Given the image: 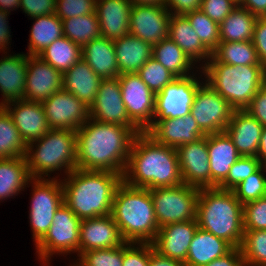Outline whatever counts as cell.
<instances>
[{
    "label": "cell",
    "mask_w": 266,
    "mask_h": 266,
    "mask_svg": "<svg viewBox=\"0 0 266 266\" xmlns=\"http://www.w3.org/2000/svg\"><path fill=\"white\" fill-rule=\"evenodd\" d=\"M122 179L130 186L149 190L181 185L177 150L157 143L146 132L137 134Z\"/></svg>",
    "instance_id": "7a4b0ae2"
},
{
    "label": "cell",
    "mask_w": 266,
    "mask_h": 266,
    "mask_svg": "<svg viewBox=\"0 0 266 266\" xmlns=\"http://www.w3.org/2000/svg\"><path fill=\"white\" fill-rule=\"evenodd\" d=\"M212 56L228 65H261L252 41L219 42Z\"/></svg>",
    "instance_id": "8d00e7d4"
},
{
    "label": "cell",
    "mask_w": 266,
    "mask_h": 266,
    "mask_svg": "<svg viewBox=\"0 0 266 266\" xmlns=\"http://www.w3.org/2000/svg\"><path fill=\"white\" fill-rule=\"evenodd\" d=\"M205 81L202 69L188 77L176 78L156 93L154 120L184 117L190 113L198 87Z\"/></svg>",
    "instance_id": "8fae6325"
},
{
    "label": "cell",
    "mask_w": 266,
    "mask_h": 266,
    "mask_svg": "<svg viewBox=\"0 0 266 266\" xmlns=\"http://www.w3.org/2000/svg\"><path fill=\"white\" fill-rule=\"evenodd\" d=\"M149 266H185L184 263L160 255L149 243Z\"/></svg>",
    "instance_id": "6f0895ef"
},
{
    "label": "cell",
    "mask_w": 266,
    "mask_h": 266,
    "mask_svg": "<svg viewBox=\"0 0 266 266\" xmlns=\"http://www.w3.org/2000/svg\"><path fill=\"white\" fill-rule=\"evenodd\" d=\"M245 110L260 122L263 127L266 126V82L259 88Z\"/></svg>",
    "instance_id": "f5cc1de1"
},
{
    "label": "cell",
    "mask_w": 266,
    "mask_h": 266,
    "mask_svg": "<svg viewBox=\"0 0 266 266\" xmlns=\"http://www.w3.org/2000/svg\"><path fill=\"white\" fill-rule=\"evenodd\" d=\"M89 112L91 119L102 123L138 127L128 116L118 77L102 79Z\"/></svg>",
    "instance_id": "9a60e30c"
},
{
    "label": "cell",
    "mask_w": 266,
    "mask_h": 266,
    "mask_svg": "<svg viewBox=\"0 0 266 266\" xmlns=\"http://www.w3.org/2000/svg\"><path fill=\"white\" fill-rule=\"evenodd\" d=\"M63 74L38 55H28L24 100L42 102L62 90Z\"/></svg>",
    "instance_id": "e0dca14e"
},
{
    "label": "cell",
    "mask_w": 266,
    "mask_h": 266,
    "mask_svg": "<svg viewBox=\"0 0 266 266\" xmlns=\"http://www.w3.org/2000/svg\"><path fill=\"white\" fill-rule=\"evenodd\" d=\"M68 266H75L72 262L71 263H69V265Z\"/></svg>",
    "instance_id": "be15d7a7"
},
{
    "label": "cell",
    "mask_w": 266,
    "mask_h": 266,
    "mask_svg": "<svg viewBox=\"0 0 266 266\" xmlns=\"http://www.w3.org/2000/svg\"><path fill=\"white\" fill-rule=\"evenodd\" d=\"M125 242L152 243L159 231L150 190L122 181L114 193L111 209Z\"/></svg>",
    "instance_id": "277c9868"
},
{
    "label": "cell",
    "mask_w": 266,
    "mask_h": 266,
    "mask_svg": "<svg viewBox=\"0 0 266 266\" xmlns=\"http://www.w3.org/2000/svg\"><path fill=\"white\" fill-rule=\"evenodd\" d=\"M256 156H241L230 168L227 177L217 186L222 190H232L240 182L255 173L261 167Z\"/></svg>",
    "instance_id": "f6af8a7d"
},
{
    "label": "cell",
    "mask_w": 266,
    "mask_h": 266,
    "mask_svg": "<svg viewBox=\"0 0 266 266\" xmlns=\"http://www.w3.org/2000/svg\"><path fill=\"white\" fill-rule=\"evenodd\" d=\"M131 8L129 0H97L96 13L101 36L114 41L128 35Z\"/></svg>",
    "instance_id": "484cf974"
},
{
    "label": "cell",
    "mask_w": 266,
    "mask_h": 266,
    "mask_svg": "<svg viewBox=\"0 0 266 266\" xmlns=\"http://www.w3.org/2000/svg\"><path fill=\"white\" fill-rule=\"evenodd\" d=\"M234 109L205 81L198 87L190 114L207 135L225 132Z\"/></svg>",
    "instance_id": "7c38bea8"
},
{
    "label": "cell",
    "mask_w": 266,
    "mask_h": 266,
    "mask_svg": "<svg viewBox=\"0 0 266 266\" xmlns=\"http://www.w3.org/2000/svg\"><path fill=\"white\" fill-rule=\"evenodd\" d=\"M33 20L30 29L27 55H39L55 40L63 37V23L56 14L29 18Z\"/></svg>",
    "instance_id": "836d02e7"
},
{
    "label": "cell",
    "mask_w": 266,
    "mask_h": 266,
    "mask_svg": "<svg viewBox=\"0 0 266 266\" xmlns=\"http://www.w3.org/2000/svg\"><path fill=\"white\" fill-rule=\"evenodd\" d=\"M197 229V219L167 224L159 228L152 242L154 250L164 257L185 263L190 243Z\"/></svg>",
    "instance_id": "44dd1931"
},
{
    "label": "cell",
    "mask_w": 266,
    "mask_h": 266,
    "mask_svg": "<svg viewBox=\"0 0 266 266\" xmlns=\"http://www.w3.org/2000/svg\"><path fill=\"white\" fill-rule=\"evenodd\" d=\"M61 181L64 203L83 220L111 214L114 193L123 179L111 171L76 168Z\"/></svg>",
    "instance_id": "3957f363"
},
{
    "label": "cell",
    "mask_w": 266,
    "mask_h": 266,
    "mask_svg": "<svg viewBox=\"0 0 266 266\" xmlns=\"http://www.w3.org/2000/svg\"><path fill=\"white\" fill-rule=\"evenodd\" d=\"M233 247L224 239L198 227L185 261V266H204L227 254Z\"/></svg>",
    "instance_id": "4dcf8cb0"
},
{
    "label": "cell",
    "mask_w": 266,
    "mask_h": 266,
    "mask_svg": "<svg viewBox=\"0 0 266 266\" xmlns=\"http://www.w3.org/2000/svg\"><path fill=\"white\" fill-rule=\"evenodd\" d=\"M82 59L102 79L119 76L113 40L99 37L82 47Z\"/></svg>",
    "instance_id": "f546056e"
},
{
    "label": "cell",
    "mask_w": 266,
    "mask_h": 266,
    "mask_svg": "<svg viewBox=\"0 0 266 266\" xmlns=\"http://www.w3.org/2000/svg\"><path fill=\"white\" fill-rule=\"evenodd\" d=\"M20 9L29 18L55 14L56 0H20Z\"/></svg>",
    "instance_id": "f907efd6"
},
{
    "label": "cell",
    "mask_w": 266,
    "mask_h": 266,
    "mask_svg": "<svg viewBox=\"0 0 266 266\" xmlns=\"http://www.w3.org/2000/svg\"><path fill=\"white\" fill-rule=\"evenodd\" d=\"M200 189L185 183L175 187L150 189L159 228L196 219Z\"/></svg>",
    "instance_id": "30bf717a"
},
{
    "label": "cell",
    "mask_w": 266,
    "mask_h": 266,
    "mask_svg": "<svg viewBox=\"0 0 266 266\" xmlns=\"http://www.w3.org/2000/svg\"><path fill=\"white\" fill-rule=\"evenodd\" d=\"M123 244L114 248H102L83 252L77 260L74 258L75 266H122Z\"/></svg>",
    "instance_id": "ee69618b"
},
{
    "label": "cell",
    "mask_w": 266,
    "mask_h": 266,
    "mask_svg": "<svg viewBox=\"0 0 266 266\" xmlns=\"http://www.w3.org/2000/svg\"><path fill=\"white\" fill-rule=\"evenodd\" d=\"M168 37L184 51L198 69H202L212 56V52L201 42L184 15L171 14Z\"/></svg>",
    "instance_id": "d4e9b609"
},
{
    "label": "cell",
    "mask_w": 266,
    "mask_h": 266,
    "mask_svg": "<svg viewBox=\"0 0 266 266\" xmlns=\"http://www.w3.org/2000/svg\"><path fill=\"white\" fill-rule=\"evenodd\" d=\"M205 82L219 93L234 110H245L266 82L262 65H228L213 56L202 68Z\"/></svg>",
    "instance_id": "52a82bcc"
},
{
    "label": "cell",
    "mask_w": 266,
    "mask_h": 266,
    "mask_svg": "<svg viewBox=\"0 0 266 266\" xmlns=\"http://www.w3.org/2000/svg\"><path fill=\"white\" fill-rule=\"evenodd\" d=\"M171 12L165 6L132 5L129 33L152 46L168 38Z\"/></svg>",
    "instance_id": "2e32d148"
},
{
    "label": "cell",
    "mask_w": 266,
    "mask_h": 266,
    "mask_svg": "<svg viewBox=\"0 0 266 266\" xmlns=\"http://www.w3.org/2000/svg\"><path fill=\"white\" fill-rule=\"evenodd\" d=\"M243 229L266 230V196L243 205Z\"/></svg>",
    "instance_id": "bcb514c9"
},
{
    "label": "cell",
    "mask_w": 266,
    "mask_h": 266,
    "mask_svg": "<svg viewBox=\"0 0 266 266\" xmlns=\"http://www.w3.org/2000/svg\"><path fill=\"white\" fill-rule=\"evenodd\" d=\"M80 222L65 203L55 211L48 232L35 245L36 258L38 256L41 266L52 265L51 259L56 255L67 258L73 253L79 257Z\"/></svg>",
    "instance_id": "ba28073f"
},
{
    "label": "cell",
    "mask_w": 266,
    "mask_h": 266,
    "mask_svg": "<svg viewBox=\"0 0 266 266\" xmlns=\"http://www.w3.org/2000/svg\"><path fill=\"white\" fill-rule=\"evenodd\" d=\"M31 188L29 223L36 245L48 232L55 211L64 203L61 179L31 178L26 187Z\"/></svg>",
    "instance_id": "9c48e42d"
},
{
    "label": "cell",
    "mask_w": 266,
    "mask_h": 266,
    "mask_svg": "<svg viewBox=\"0 0 266 266\" xmlns=\"http://www.w3.org/2000/svg\"><path fill=\"white\" fill-rule=\"evenodd\" d=\"M122 266H149V243H123Z\"/></svg>",
    "instance_id": "c3c4849f"
},
{
    "label": "cell",
    "mask_w": 266,
    "mask_h": 266,
    "mask_svg": "<svg viewBox=\"0 0 266 266\" xmlns=\"http://www.w3.org/2000/svg\"><path fill=\"white\" fill-rule=\"evenodd\" d=\"M238 5L257 17H266V0H239Z\"/></svg>",
    "instance_id": "680465c9"
},
{
    "label": "cell",
    "mask_w": 266,
    "mask_h": 266,
    "mask_svg": "<svg viewBox=\"0 0 266 266\" xmlns=\"http://www.w3.org/2000/svg\"><path fill=\"white\" fill-rule=\"evenodd\" d=\"M204 266H245L240 248H232L227 254Z\"/></svg>",
    "instance_id": "9f6ffc18"
},
{
    "label": "cell",
    "mask_w": 266,
    "mask_h": 266,
    "mask_svg": "<svg viewBox=\"0 0 266 266\" xmlns=\"http://www.w3.org/2000/svg\"><path fill=\"white\" fill-rule=\"evenodd\" d=\"M198 227L239 248L243 239V205L232 190L202 188L197 202Z\"/></svg>",
    "instance_id": "5b68a950"
},
{
    "label": "cell",
    "mask_w": 266,
    "mask_h": 266,
    "mask_svg": "<svg viewBox=\"0 0 266 266\" xmlns=\"http://www.w3.org/2000/svg\"><path fill=\"white\" fill-rule=\"evenodd\" d=\"M10 15L11 14L0 10V53H8V51L10 53L11 51L9 45H11L12 42V35L10 26L8 25Z\"/></svg>",
    "instance_id": "11a10c76"
},
{
    "label": "cell",
    "mask_w": 266,
    "mask_h": 266,
    "mask_svg": "<svg viewBox=\"0 0 266 266\" xmlns=\"http://www.w3.org/2000/svg\"><path fill=\"white\" fill-rule=\"evenodd\" d=\"M62 74L82 58V48L63 36L38 55Z\"/></svg>",
    "instance_id": "d590c367"
},
{
    "label": "cell",
    "mask_w": 266,
    "mask_h": 266,
    "mask_svg": "<svg viewBox=\"0 0 266 266\" xmlns=\"http://www.w3.org/2000/svg\"><path fill=\"white\" fill-rule=\"evenodd\" d=\"M263 126L246 110H234L225 130L241 156H256Z\"/></svg>",
    "instance_id": "4316f807"
},
{
    "label": "cell",
    "mask_w": 266,
    "mask_h": 266,
    "mask_svg": "<svg viewBox=\"0 0 266 266\" xmlns=\"http://www.w3.org/2000/svg\"><path fill=\"white\" fill-rule=\"evenodd\" d=\"M113 43L119 75L137 73L152 57L153 46L130 33Z\"/></svg>",
    "instance_id": "f1b7e54d"
},
{
    "label": "cell",
    "mask_w": 266,
    "mask_h": 266,
    "mask_svg": "<svg viewBox=\"0 0 266 266\" xmlns=\"http://www.w3.org/2000/svg\"><path fill=\"white\" fill-rule=\"evenodd\" d=\"M27 145L22 140L13 119L3 106H0V158L25 156Z\"/></svg>",
    "instance_id": "f35d334b"
},
{
    "label": "cell",
    "mask_w": 266,
    "mask_h": 266,
    "mask_svg": "<svg viewBox=\"0 0 266 266\" xmlns=\"http://www.w3.org/2000/svg\"><path fill=\"white\" fill-rule=\"evenodd\" d=\"M137 74L155 94L177 78L153 57L139 69Z\"/></svg>",
    "instance_id": "7bdbcfd3"
},
{
    "label": "cell",
    "mask_w": 266,
    "mask_h": 266,
    "mask_svg": "<svg viewBox=\"0 0 266 266\" xmlns=\"http://www.w3.org/2000/svg\"><path fill=\"white\" fill-rule=\"evenodd\" d=\"M124 242L111 215L80 222L79 256L88 250L114 248Z\"/></svg>",
    "instance_id": "7402d4cb"
},
{
    "label": "cell",
    "mask_w": 266,
    "mask_h": 266,
    "mask_svg": "<svg viewBox=\"0 0 266 266\" xmlns=\"http://www.w3.org/2000/svg\"><path fill=\"white\" fill-rule=\"evenodd\" d=\"M25 157L31 178L50 179L56 171L60 173L52 178L60 179V175L65 178L77 168L76 131L50 129L42 138L27 145Z\"/></svg>",
    "instance_id": "8992f818"
},
{
    "label": "cell",
    "mask_w": 266,
    "mask_h": 266,
    "mask_svg": "<svg viewBox=\"0 0 266 266\" xmlns=\"http://www.w3.org/2000/svg\"><path fill=\"white\" fill-rule=\"evenodd\" d=\"M41 104L50 129L76 131L90 118L89 107L63 89Z\"/></svg>",
    "instance_id": "5bb4252c"
},
{
    "label": "cell",
    "mask_w": 266,
    "mask_h": 266,
    "mask_svg": "<svg viewBox=\"0 0 266 266\" xmlns=\"http://www.w3.org/2000/svg\"><path fill=\"white\" fill-rule=\"evenodd\" d=\"M239 248L245 266H266V230L244 231Z\"/></svg>",
    "instance_id": "ab89813d"
},
{
    "label": "cell",
    "mask_w": 266,
    "mask_h": 266,
    "mask_svg": "<svg viewBox=\"0 0 266 266\" xmlns=\"http://www.w3.org/2000/svg\"><path fill=\"white\" fill-rule=\"evenodd\" d=\"M3 107L13 119L26 145L42 138L50 130L41 102L21 99Z\"/></svg>",
    "instance_id": "ffe728a7"
},
{
    "label": "cell",
    "mask_w": 266,
    "mask_h": 266,
    "mask_svg": "<svg viewBox=\"0 0 266 266\" xmlns=\"http://www.w3.org/2000/svg\"><path fill=\"white\" fill-rule=\"evenodd\" d=\"M1 57L0 106H4L9 102L24 99L28 55L24 52L11 55L8 52L2 53Z\"/></svg>",
    "instance_id": "603a6c76"
},
{
    "label": "cell",
    "mask_w": 266,
    "mask_h": 266,
    "mask_svg": "<svg viewBox=\"0 0 266 266\" xmlns=\"http://www.w3.org/2000/svg\"><path fill=\"white\" fill-rule=\"evenodd\" d=\"M207 148L210 165V188H217L241 155L226 132L207 134Z\"/></svg>",
    "instance_id": "cb8c5ba5"
},
{
    "label": "cell",
    "mask_w": 266,
    "mask_h": 266,
    "mask_svg": "<svg viewBox=\"0 0 266 266\" xmlns=\"http://www.w3.org/2000/svg\"><path fill=\"white\" fill-rule=\"evenodd\" d=\"M63 35L81 48L93 39L101 37L97 13L62 20Z\"/></svg>",
    "instance_id": "74e56055"
},
{
    "label": "cell",
    "mask_w": 266,
    "mask_h": 266,
    "mask_svg": "<svg viewBox=\"0 0 266 266\" xmlns=\"http://www.w3.org/2000/svg\"><path fill=\"white\" fill-rule=\"evenodd\" d=\"M132 5H157V6H164L165 0H129Z\"/></svg>",
    "instance_id": "6125c7cd"
},
{
    "label": "cell",
    "mask_w": 266,
    "mask_h": 266,
    "mask_svg": "<svg viewBox=\"0 0 266 266\" xmlns=\"http://www.w3.org/2000/svg\"><path fill=\"white\" fill-rule=\"evenodd\" d=\"M118 79L129 118L145 132L154 121L156 94L137 73L122 74Z\"/></svg>",
    "instance_id": "4fadbf2b"
},
{
    "label": "cell",
    "mask_w": 266,
    "mask_h": 266,
    "mask_svg": "<svg viewBox=\"0 0 266 266\" xmlns=\"http://www.w3.org/2000/svg\"><path fill=\"white\" fill-rule=\"evenodd\" d=\"M256 157L260 160L261 165L266 166V126L263 127L259 148Z\"/></svg>",
    "instance_id": "91938a15"
},
{
    "label": "cell",
    "mask_w": 266,
    "mask_h": 266,
    "mask_svg": "<svg viewBox=\"0 0 266 266\" xmlns=\"http://www.w3.org/2000/svg\"><path fill=\"white\" fill-rule=\"evenodd\" d=\"M145 132L157 143L175 149L206 136L190 113L184 117L154 120Z\"/></svg>",
    "instance_id": "d6986e66"
},
{
    "label": "cell",
    "mask_w": 266,
    "mask_h": 266,
    "mask_svg": "<svg viewBox=\"0 0 266 266\" xmlns=\"http://www.w3.org/2000/svg\"><path fill=\"white\" fill-rule=\"evenodd\" d=\"M201 42L213 52L220 42L219 24L211 20L201 10H195L184 14Z\"/></svg>",
    "instance_id": "60d3db41"
},
{
    "label": "cell",
    "mask_w": 266,
    "mask_h": 266,
    "mask_svg": "<svg viewBox=\"0 0 266 266\" xmlns=\"http://www.w3.org/2000/svg\"><path fill=\"white\" fill-rule=\"evenodd\" d=\"M237 5L236 0H201L200 10L220 24Z\"/></svg>",
    "instance_id": "681fc988"
},
{
    "label": "cell",
    "mask_w": 266,
    "mask_h": 266,
    "mask_svg": "<svg viewBox=\"0 0 266 266\" xmlns=\"http://www.w3.org/2000/svg\"><path fill=\"white\" fill-rule=\"evenodd\" d=\"M20 0H0V10L11 13L13 10L20 8Z\"/></svg>",
    "instance_id": "94428289"
},
{
    "label": "cell",
    "mask_w": 266,
    "mask_h": 266,
    "mask_svg": "<svg viewBox=\"0 0 266 266\" xmlns=\"http://www.w3.org/2000/svg\"><path fill=\"white\" fill-rule=\"evenodd\" d=\"M252 42L261 65L266 69V17L257 18Z\"/></svg>",
    "instance_id": "816d5d0a"
},
{
    "label": "cell",
    "mask_w": 266,
    "mask_h": 266,
    "mask_svg": "<svg viewBox=\"0 0 266 266\" xmlns=\"http://www.w3.org/2000/svg\"><path fill=\"white\" fill-rule=\"evenodd\" d=\"M257 16L237 5L219 24L220 42L252 41Z\"/></svg>",
    "instance_id": "e575fe53"
},
{
    "label": "cell",
    "mask_w": 266,
    "mask_h": 266,
    "mask_svg": "<svg viewBox=\"0 0 266 266\" xmlns=\"http://www.w3.org/2000/svg\"><path fill=\"white\" fill-rule=\"evenodd\" d=\"M102 78L81 58L63 73L62 89L72 93L87 107L94 103Z\"/></svg>",
    "instance_id": "83f0119b"
},
{
    "label": "cell",
    "mask_w": 266,
    "mask_h": 266,
    "mask_svg": "<svg viewBox=\"0 0 266 266\" xmlns=\"http://www.w3.org/2000/svg\"><path fill=\"white\" fill-rule=\"evenodd\" d=\"M232 191L242 205L266 196V166L262 165Z\"/></svg>",
    "instance_id": "b9f144b4"
},
{
    "label": "cell",
    "mask_w": 266,
    "mask_h": 266,
    "mask_svg": "<svg viewBox=\"0 0 266 266\" xmlns=\"http://www.w3.org/2000/svg\"><path fill=\"white\" fill-rule=\"evenodd\" d=\"M139 127L108 124L89 118L76 130L77 169L111 171L123 176Z\"/></svg>",
    "instance_id": "6da1fadb"
},
{
    "label": "cell",
    "mask_w": 266,
    "mask_h": 266,
    "mask_svg": "<svg viewBox=\"0 0 266 266\" xmlns=\"http://www.w3.org/2000/svg\"><path fill=\"white\" fill-rule=\"evenodd\" d=\"M201 0H165V7L173 15H184L188 12L200 10Z\"/></svg>",
    "instance_id": "db71d44e"
},
{
    "label": "cell",
    "mask_w": 266,
    "mask_h": 266,
    "mask_svg": "<svg viewBox=\"0 0 266 266\" xmlns=\"http://www.w3.org/2000/svg\"><path fill=\"white\" fill-rule=\"evenodd\" d=\"M152 57L177 78L188 77L199 70L169 37L153 45Z\"/></svg>",
    "instance_id": "d6a6232c"
},
{
    "label": "cell",
    "mask_w": 266,
    "mask_h": 266,
    "mask_svg": "<svg viewBox=\"0 0 266 266\" xmlns=\"http://www.w3.org/2000/svg\"><path fill=\"white\" fill-rule=\"evenodd\" d=\"M97 0H56L55 14L60 20L96 12Z\"/></svg>",
    "instance_id": "7dc6e473"
},
{
    "label": "cell",
    "mask_w": 266,
    "mask_h": 266,
    "mask_svg": "<svg viewBox=\"0 0 266 266\" xmlns=\"http://www.w3.org/2000/svg\"><path fill=\"white\" fill-rule=\"evenodd\" d=\"M30 179L25 156L0 158V203L22 193Z\"/></svg>",
    "instance_id": "1f68e13d"
},
{
    "label": "cell",
    "mask_w": 266,
    "mask_h": 266,
    "mask_svg": "<svg viewBox=\"0 0 266 266\" xmlns=\"http://www.w3.org/2000/svg\"><path fill=\"white\" fill-rule=\"evenodd\" d=\"M176 150L183 183L199 189L210 188L207 135Z\"/></svg>",
    "instance_id": "ac0fdd59"
}]
</instances>
